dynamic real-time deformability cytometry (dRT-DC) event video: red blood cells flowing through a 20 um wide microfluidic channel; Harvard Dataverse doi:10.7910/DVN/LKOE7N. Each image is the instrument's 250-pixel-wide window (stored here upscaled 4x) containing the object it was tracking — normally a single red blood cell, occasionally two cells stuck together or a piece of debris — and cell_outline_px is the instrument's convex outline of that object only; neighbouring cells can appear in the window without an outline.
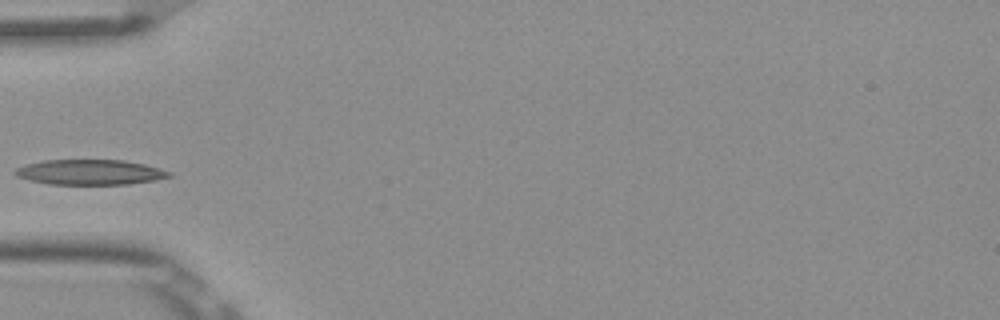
{"species": "Egyptian fruit bat (a non-hibernating species)", "species_latin": "Rousettus aegyptiacus", "temperature_condition": "room temperature", "stored_images_in_passage": 5, "camera_frame_rate_fps": 3000, "um_per_image_px": 0.085, "frame": {"image": 1, "passage_image": 5, "time_ms": 1.333, "image_size_px": [1000, 320], "cell_outline_px": [[172, 176], [156, 180], [128, 184], [48, 184], [28, 180], [16, 176], [12, 172], [16, 168], [24, 164], [44, 160], [124, 160], [144, 164], [172, 172]], "centroid_in_image_um": [7.61, 14.63], "position_along_channel_um": 77.4, "area_um2": 22.72}}